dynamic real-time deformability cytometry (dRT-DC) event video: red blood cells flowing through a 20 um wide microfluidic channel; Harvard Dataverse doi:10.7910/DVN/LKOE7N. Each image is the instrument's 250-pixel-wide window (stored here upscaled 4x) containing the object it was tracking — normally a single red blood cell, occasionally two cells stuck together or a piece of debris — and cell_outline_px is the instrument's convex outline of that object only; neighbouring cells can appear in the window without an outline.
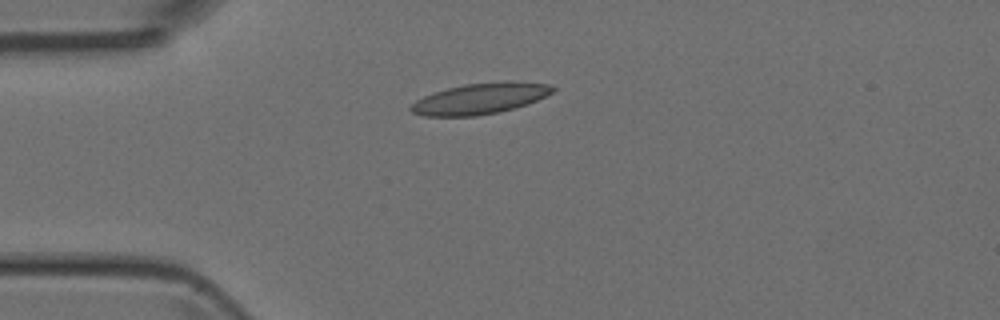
{"species": "Egyptian fruit bat (a non-hibernating species)", "species_latin": "Rousettus aegyptiacus", "temperature_condition": "room temperature", "stored_images_in_passage": 2, "camera_frame_rate_fps": 3000, "um_per_image_px": 0.085, "animal": {"sex": "female"}, "frame": {"image": 1, "passage_image": 1, "time_ms": 0.0, "image_size_px": [1000, 320], "cell_outline_px": [[556, 88], [552, 92], [536, 100], [512, 108], [496, 112], [476, 116], [424, 116], [412, 112], [408, 108], [416, 100], [424, 96], [448, 88], [464, 84], [552, 84]], "centroid_in_image_um": [40.68, 8.43], "position_along_channel_um": 44.3, "area_um2": 24.1}}